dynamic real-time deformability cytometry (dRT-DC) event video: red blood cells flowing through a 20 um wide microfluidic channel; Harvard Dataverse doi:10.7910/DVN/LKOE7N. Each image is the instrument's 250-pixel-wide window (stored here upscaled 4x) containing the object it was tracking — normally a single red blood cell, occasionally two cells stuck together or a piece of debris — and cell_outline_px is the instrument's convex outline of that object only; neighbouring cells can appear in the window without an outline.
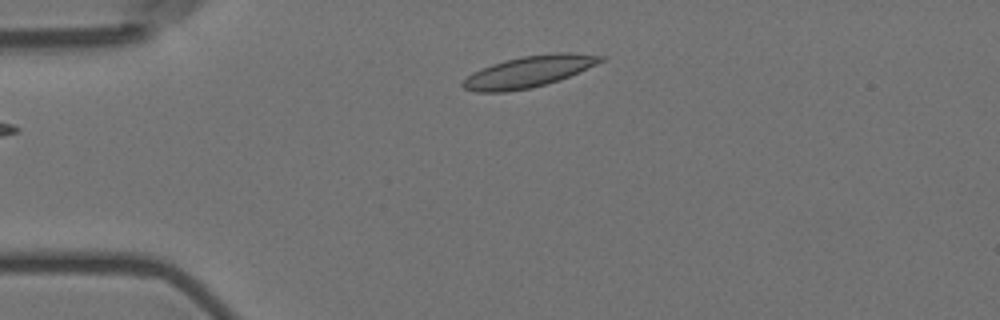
{"species": "Egyptian fruit bat (a non-hibernating species)", "species_latin": "Rousettus aegyptiacus", "temperature_condition": "room temperature", "stored_images_in_passage": 2, "camera_frame_rate_fps": 3000, "um_per_image_px": 0.085, "animal": {"sex": "female"}, "frame": {"image": 1, "passage_image": 1, "time_ms": 0.0, "image_size_px": [1000, 320], "cell_outline_px": [[608, 56], [604, 60], [596, 64], [560, 80], [532, 88], [504, 92], [476, 92], [464, 88], [460, 84], [472, 72], [492, 64], [520, 56], [556, 52], [568, 52]], "centroid_in_image_um": [44.95, 6.08], "position_along_channel_um": 40.0, "area_um2": 25.2}}